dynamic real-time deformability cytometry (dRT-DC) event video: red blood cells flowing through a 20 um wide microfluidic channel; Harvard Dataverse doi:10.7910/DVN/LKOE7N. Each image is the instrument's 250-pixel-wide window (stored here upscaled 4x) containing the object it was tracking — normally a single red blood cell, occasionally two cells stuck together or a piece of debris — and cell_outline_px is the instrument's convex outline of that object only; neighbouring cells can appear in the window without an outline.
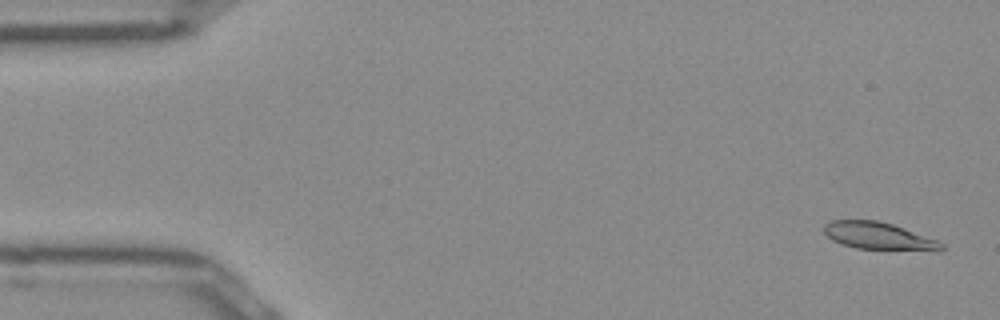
{"species": "Egyptian fruit bat (a non-hibernating species)", "species_latin": "Rousettus aegyptiacus", "temperature_condition": "room temperature", "stored_images_in_passage": 13, "camera_frame_rate_fps": 3000, "um_per_image_px": 0.085, "frame": {"image": 1, "passage_image": 2, "time_ms": 0.333, "image_size_px": [1000, 320], "cell_outline_px": [[944, 248], [940, 252], [936, 252], [856, 248], [840, 244], [832, 240], [824, 232], [824, 224], [832, 220], [880, 220], [892, 224], [936, 240], [944, 244]], "centroid_in_image_um": [74.72, 20.08], "position_along_channel_um": 10.3, "area_um2": 18.96}}